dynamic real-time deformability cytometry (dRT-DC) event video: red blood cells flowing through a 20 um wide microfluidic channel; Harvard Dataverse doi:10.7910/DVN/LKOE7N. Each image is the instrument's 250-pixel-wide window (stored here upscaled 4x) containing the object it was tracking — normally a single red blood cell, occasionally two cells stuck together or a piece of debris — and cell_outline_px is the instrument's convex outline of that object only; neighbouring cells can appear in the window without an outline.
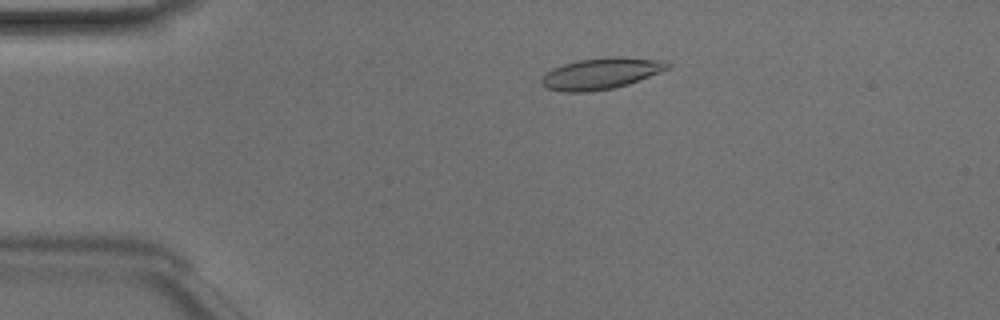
{"species": "Egyptian fruit bat (a non-hibernating species)", "species_latin": "Rousettus aegyptiacus", "temperature_condition": "room temperature", "stored_images_in_passage": 40, "camera_frame_rate_fps": 3000, "um_per_image_px": 0.085, "animal": {"sex": "male"}, "frame": {"image": 1, "passage_image": 1, "time_ms": 0.0, "image_size_px": [1000, 320], "cell_outline_px": [[672, 64], [668, 68], [628, 84], [612, 88], [588, 92], [564, 92], [548, 88], [540, 84], [540, 76], [552, 68], [564, 64], [580, 60], [616, 56], [620, 56], [668, 60]], "centroid_in_image_um": [51.07, 6.24], "position_along_channel_um": 33.9, "area_um2": 23.0}}
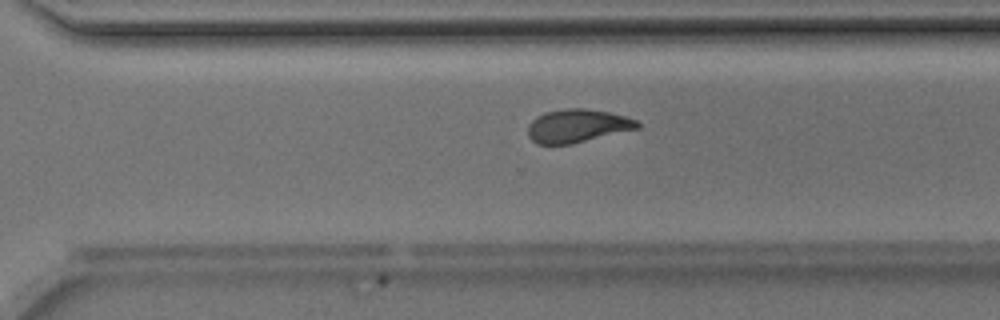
{"frame": {"image": 2, "passage_image": 25, "time_ms": 8.0, "image_size_px": [1000, 320], "cell_outline_px": [[640, 128], [572, 144], [536, 144], [528, 136], [528, 124], [536, 116], [544, 112], [564, 108], [584, 108], [608, 112], [624, 116], [636, 120], [640, 124]], "centroid_in_image_um": [49.05, 10.7], "position_along_channel_um": 321.5, "area_um2": 21.33}}
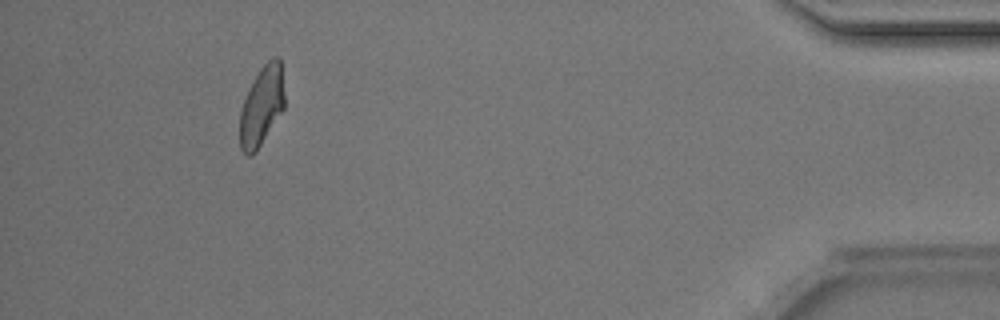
{"frame": {"image": 3, "passage_image": 36, "time_ms": 11.667, "image_size_px": [1000, 320], "cell_outline_px": [[284, 108], [256, 152], [252, 156], [248, 156], [240, 148], [240, 112], [248, 88], [260, 68], [272, 56], [280, 56], [284, 96]], "centroid_in_image_um": [22.24, 8.99], "position_along_channel_um": 413.0, "area_um2": 20.69}, "authors_computed_cell_mechanics": {"area_um2": 21.6461, "velocity_mm_per_s": 4.1605, "shape_relaxation_time_tau1_ms": 3.8744, "shape_relaxation_time_tau2_ms": 1.7443, "deformation_change_tau1": 0.1413, "deformation_change_tau2": 0.0666}}